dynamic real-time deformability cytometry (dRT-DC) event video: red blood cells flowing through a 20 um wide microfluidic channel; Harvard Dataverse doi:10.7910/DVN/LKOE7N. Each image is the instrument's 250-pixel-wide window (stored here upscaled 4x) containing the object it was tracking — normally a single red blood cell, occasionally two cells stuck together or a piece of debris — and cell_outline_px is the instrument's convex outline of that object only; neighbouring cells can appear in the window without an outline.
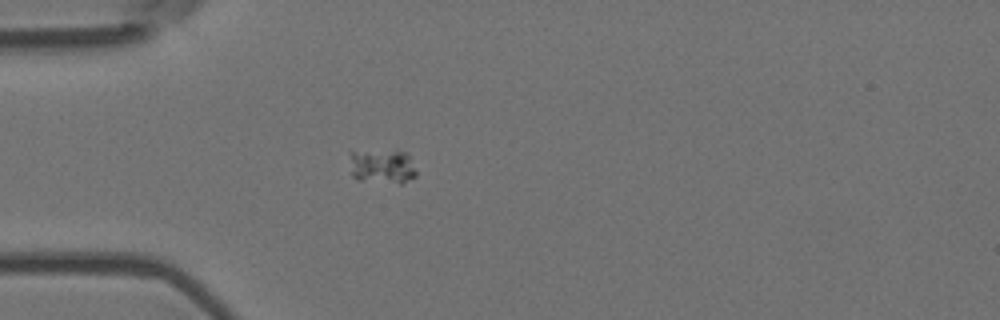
{"species": "Egyptian fruit bat (a non-hibernating species)", "species_latin": "Rousettus aegyptiacus", "temperature_condition": "room temperature", "stored_images_in_passage": 1, "camera_frame_rate_fps": 3000, "um_per_image_px": 0.085, "animal": {"sex": "female"}, "frame": {"image": 1, "passage_image": 1, "time_ms": 0.0, "image_size_px": [1000, 320], "cell_outline_px": [[416, 176], [400, 184], [360, 180], [352, 176], [352, 152], [396, 148], [408, 152], [416, 172]], "centroid_in_image_um": [32.56, 14.11], "position_along_channel_um": 52.4, "area_um2": 13.64}}